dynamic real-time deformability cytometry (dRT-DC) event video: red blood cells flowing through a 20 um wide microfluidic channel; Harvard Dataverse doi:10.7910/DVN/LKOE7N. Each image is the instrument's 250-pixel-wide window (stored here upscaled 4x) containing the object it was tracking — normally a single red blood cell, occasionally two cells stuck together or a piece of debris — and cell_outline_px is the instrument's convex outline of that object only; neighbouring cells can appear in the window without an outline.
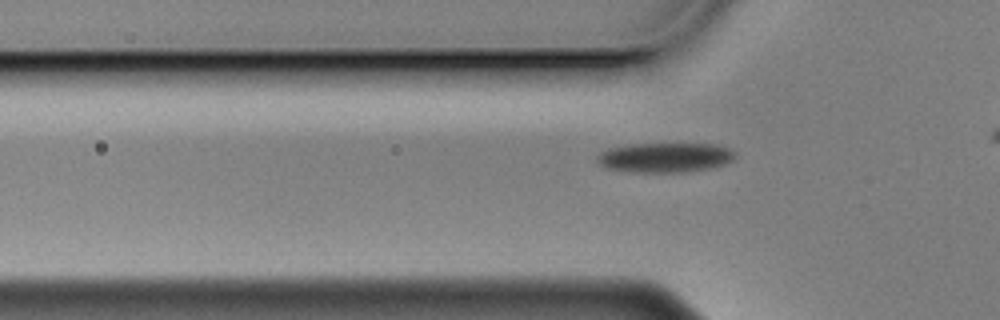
{"species": "Egyptian fruit bat (a non-hibernating species)", "species_latin": "Rousettus aegyptiacus", "temperature_condition": "cold", "stored_images_in_passage": 42, "camera_frame_rate_fps": 3000, "um_per_image_px": 0.085, "animal": {"sex": "male"}, "frame": {"image": 1, "passage_image": 13, "time_ms": 4.0, "image_size_px": [1000, 320], "cell_outline_px": [[736, 156], [732, 160], [724, 164], [712, 168], [684, 172], [632, 172], [608, 168], [600, 164], [596, 160], [596, 156], [600, 152], [608, 148], [628, 144], [716, 144], [728, 148], [736, 152]], "centroid_in_image_um": [56.52, 13.38], "position_along_channel_um": 69.3, "area_um2": 23.99}}
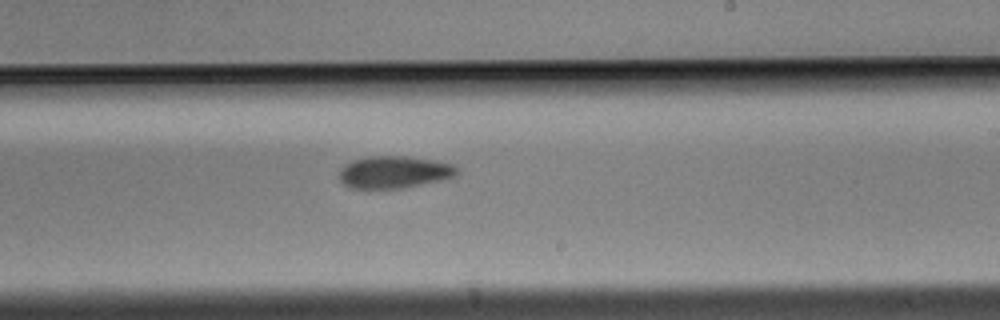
{"frame": {"image": 2, "passage_image": 29, "time_ms": 9.333, "image_size_px": [1000, 320], "cell_outline_px": [[456, 176], [440, 180], [404, 188], [352, 188], [344, 184], [336, 176], [340, 168], [344, 164], [352, 160], [368, 156], [404, 156], [436, 160], [452, 164], [456, 168]], "centroid_in_image_um": [33.44, 14.62], "position_along_channel_um": 255.6, "area_um2": 22.2}}
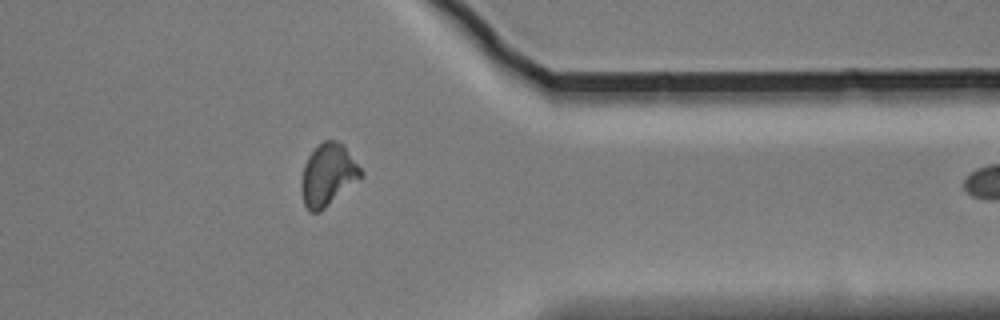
{"frame": {"image": 3, "passage_image": 41, "time_ms": 13.333, "image_size_px": [1000, 320], "cell_outline_px": [[364, 176], [320, 212], [308, 212], [304, 204], [300, 188], [300, 184], [304, 164], [308, 156], [324, 140], [336, 140], [344, 144], [364, 172]], "centroid_in_image_um": [27.89, 14.87], "position_along_channel_um": 383.5, "area_um2": 21.79}}